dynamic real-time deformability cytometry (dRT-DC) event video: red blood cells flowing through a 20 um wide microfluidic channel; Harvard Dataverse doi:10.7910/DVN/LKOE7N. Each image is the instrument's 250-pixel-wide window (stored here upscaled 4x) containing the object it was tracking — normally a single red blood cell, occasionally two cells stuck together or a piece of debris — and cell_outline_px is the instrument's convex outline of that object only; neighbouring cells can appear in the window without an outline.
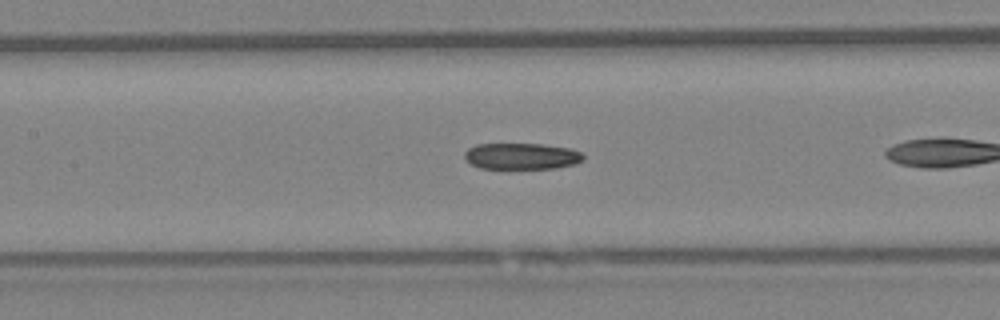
{"species": "Egyptian fruit bat (a non-hibernating species)", "species_latin": "Rousettus aegyptiacus", "temperature_condition": "warm", "stored_images_in_passage": 24, "camera_frame_rate_fps": 3000, "um_per_image_px": 0.085, "animal": {"sex": "female"}, "frame": {"image": 1, "passage_image": 8, "time_ms": 2.333, "image_size_px": [1000, 320], "cell_outline_px": [[584, 160], [576, 164], [556, 168], [480, 168], [472, 164], [464, 156], [464, 152], [468, 148], [476, 144], [544, 144], [568, 148], [580, 152], [584, 156]], "centroid_in_image_um": [44.35, 13.27], "position_along_channel_um": 163.0, "area_um2": 18.15}}